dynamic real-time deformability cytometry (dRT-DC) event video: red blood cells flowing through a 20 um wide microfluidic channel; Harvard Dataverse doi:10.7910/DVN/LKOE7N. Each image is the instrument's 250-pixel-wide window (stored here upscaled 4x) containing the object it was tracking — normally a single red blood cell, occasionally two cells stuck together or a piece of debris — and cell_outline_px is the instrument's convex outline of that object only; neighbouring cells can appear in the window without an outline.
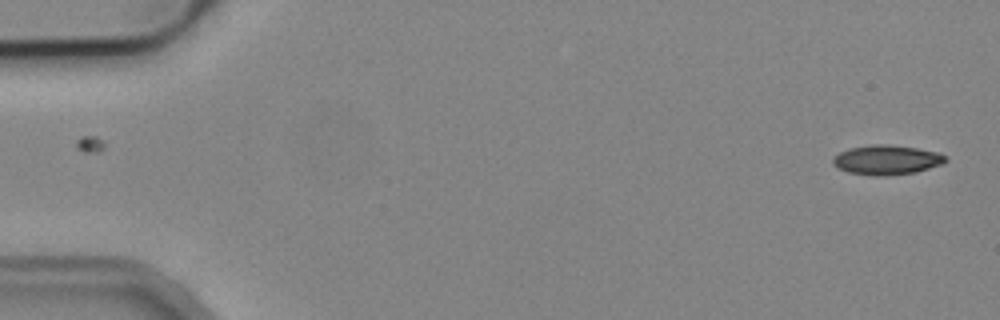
{"species": "common noctule bat (a hibernating species)", "species_latin": "Nyctalus noctula", "temperature_condition": "cold", "stored_images_in_passage": 2, "camera_frame_rate_fps": 3000, "um_per_image_px": 0.085, "animal": {"sex": "male", "body_mass_g": 19.2, "forearm_length_mm": 51.8}, "frame": {"image": 1, "passage_image": 2, "time_ms": 1.0, "image_size_px": [1000, 320], "cell_outline_px": [[948, 160], [940, 164], [916, 172], [888, 176], [872, 176], [848, 172], [836, 168], [832, 164], [832, 160], [840, 152], [848, 148], [876, 144], [888, 144], [916, 148], [936, 152], [944, 156]], "centroid_in_image_um": [75.31, 13.6], "position_along_channel_um": 9.7, "area_um2": 19.36}}